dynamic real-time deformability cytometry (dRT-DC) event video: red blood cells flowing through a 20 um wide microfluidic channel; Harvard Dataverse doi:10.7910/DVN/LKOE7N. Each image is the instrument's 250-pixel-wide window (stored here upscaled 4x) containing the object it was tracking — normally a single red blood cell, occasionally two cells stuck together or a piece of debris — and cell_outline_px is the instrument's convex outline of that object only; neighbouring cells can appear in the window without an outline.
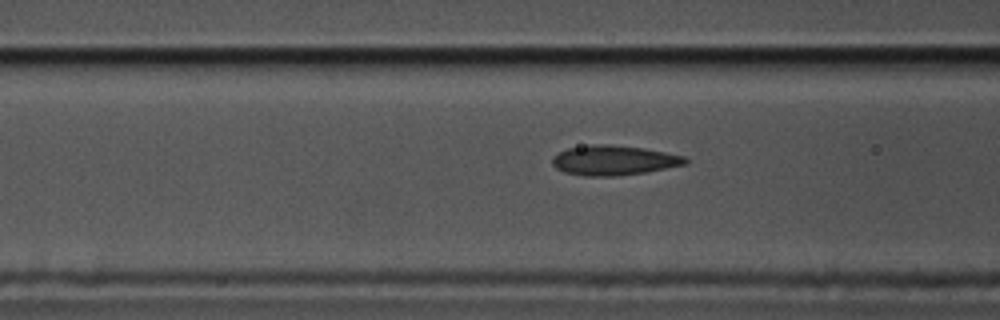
{"species": "common noctule bat (a hibernating species)", "species_latin": "Nyctalus noctula", "temperature_condition": "cold", "stored_images_in_passage": 42, "camera_frame_rate_fps": 3000, "um_per_image_px": 0.085, "animal": {"sex": "male", "body_mass_g": 17.5, "forearm_length_mm": 52.3}, "frame": {"image": 1, "passage_image": 12, "time_ms": 3.667, "image_size_px": [1000, 320], "cell_outline_px": [[688, 164], [648, 172], [616, 176], [584, 176], [564, 172], [556, 168], [552, 164], [552, 156], [568, 148], [592, 144], [612, 144], [644, 148], [684, 156], [688, 160]], "centroid_in_image_um": [52.18, 13.63], "position_along_channel_um": 114.4, "area_um2": 23.29}}
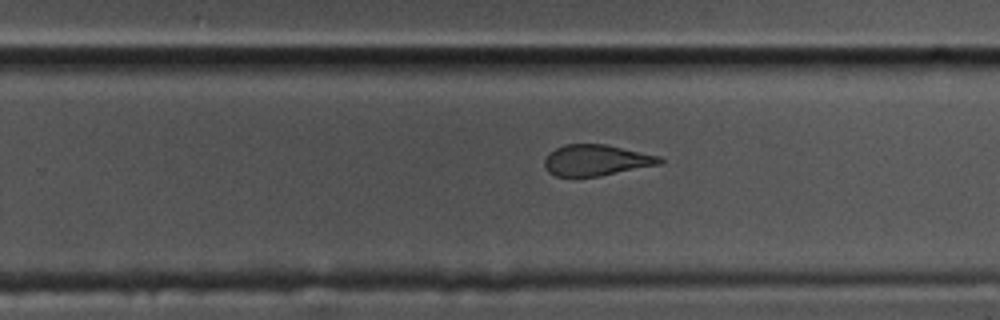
{"frame": {"image": 2, "passage_image": 26, "time_ms": 8.333, "image_size_px": [1000, 320], "cell_outline_px": [[664, 160], [660, 164], [600, 176], [556, 176], [548, 172], [544, 164], [544, 160], [548, 152], [564, 144], [608, 144], [660, 156]], "centroid_in_image_um": [50.67, 13.6], "position_along_channel_um": 279.1, "area_um2": 20.92}}
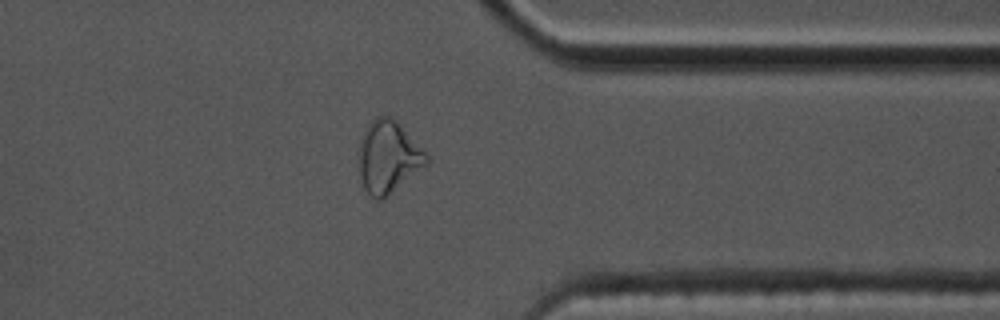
{"frame": {"image": 3, "passage_image": 35, "time_ms": 11.333, "image_size_px": [1000, 320], "cell_outline_px": [[432, 160], [428, 164], [384, 200], [376, 200], [364, 188], [360, 180], [356, 152], [360, 140], [368, 124], [376, 116], [388, 116], [396, 120], [428, 152]], "centroid_in_image_um": [33.01, 13.36], "position_along_channel_um": 378.4, "area_um2": 29.42}, "authors_computed_cell_mechanics": {"area_um2": 22.0218, "velocity_mm_per_s": 3.5336, "shape_relaxation_time_tau1_ms": null, "shape_relaxation_time_tau2_ms": 1.2643, "deformation_change_tau1": null, "deformation_change_tau2": 0.0714}}